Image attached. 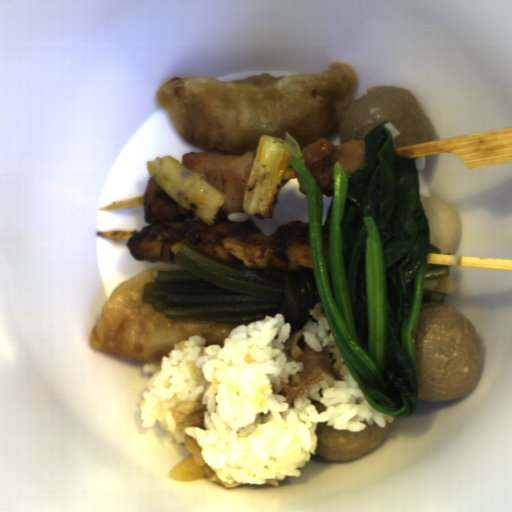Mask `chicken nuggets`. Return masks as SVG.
<instances>
[{
  "label": "chicken nuggets",
  "mask_w": 512,
  "mask_h": 512,
  "mask_svg": "<svg viewBox=\"0 0 512 512\" xmlns=\"http://www.w3.org/2000/svg\"><path fill=\"white\" fill-rule=\"evenodd\" d=\"M256 154H226L213 151L186 152L182 166L201 174L204 181L221 193L223 205L218 214L245 213V194Z\"/></svg>",
  "instance_id": "obj_2"
},
{
  "label": "chicken nuggets",
  "mask_w": 512,
  "mask_h": 512,
  "mask_svg": "<svg viewBox=\"0 0 512 512\" xmlns=\"http://www.w3.org/2000/svg\"><path fill=\"white\" fill-rule=\"evenodd\" d=\"M294 173H295L296 180H297V187H298V192H299V194H301V195H303V196L307 197L306 190H305V188H304V186H303V183H302V181H301V178H300V176H299L298 172H297L295 169H294Z\"/></svg>",
  "instance_id": "obj_7"
},
{
  "label": "chicken nuggets",
  "mask_w": 512,
  "mask_h": 512,
  "mask_svg": "<svg viewBox=\"0 0 512 512\" xmlns=\"http://www.w3.org/2000/svg\"><path fill=\"white\" fill-rule=\"evenodd\" d=\"M325 226L321 225V238L324 254V262L326 271L331 272V261H330V235H328L324 229Z\"/></svg>",
  "instance_id": "obj_6"
},
{
  "label": "chicken nuggets",
  "mask_w": 512,
  "mask_h": 512,
  "mask_svg": "<svg viewBox=\"0 0 512 512\" xmlns=\"http://www.w3.org/2000/svg\"><path fill=\"white\" fill-rule=\"evenodd\" d=\"M365 141L351 139L333 144L319 139L301 152L305 168L312 174L321 195L334 197V167L339 162L346 174H351L366 162Z\"/></svg>",
  "instance_id": "obj_3"
},
{
  "label": "chicken nuggets",
  "mask_w": 512,
  "mask_h": 512,
  "mask_svg": "<svg viewBox=\"0 0 512 512\" xmlns=\"http://www.w3.org/2000/svg\"><path fill=\"white\" fill-rule=\"evenodd\" d=\"M276 254L289 272L313 270L309 223L291 221L279 224L272 237Z\"/></svg>",
  "instance_id": "obj_4"
},
{
  "label": "chicken nuggets",
  "mask_w": 512,
  "mask_h": 512,
  "mask_svg": "<svg viewBox=\"0 0 512 512\" xmlns=\"http://www.w3.org/2000/svg\"><path fill=\"white\" fill-rule=\"evenodd\" d=\"M144 221L147 227L130 236L126 245L137 263L175 264L172 246L192 227L194 212L173 198L152 177L143 196Z\"/></svg>",
  "instance_id": "obj_1"
},
{
  "label": "chicken nuggets",
  "mask_w": 512,
  "mask_h": 512,
  "mask_svg": "<svg viewBox=\"0 0 512 512\" xmlns=\"http://www.w3.org/2000/svg\"><path fill=\"white\" fill-rule=\"evenodd\" d=\"M193 231L197 242L208 256L240 266H244L243 262L224 246L223 240L230 237L261 234L259 227L249 218L245 221L215 220L211 225L199 223Z\"/></svg>",
  "instance_id": "obj_5"
}]
</instances>
